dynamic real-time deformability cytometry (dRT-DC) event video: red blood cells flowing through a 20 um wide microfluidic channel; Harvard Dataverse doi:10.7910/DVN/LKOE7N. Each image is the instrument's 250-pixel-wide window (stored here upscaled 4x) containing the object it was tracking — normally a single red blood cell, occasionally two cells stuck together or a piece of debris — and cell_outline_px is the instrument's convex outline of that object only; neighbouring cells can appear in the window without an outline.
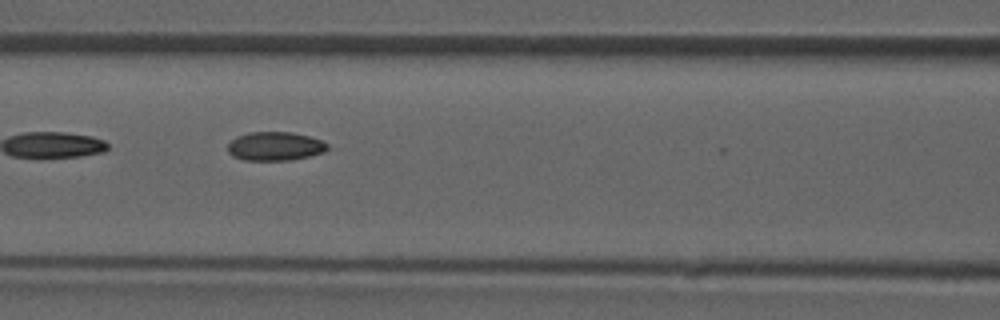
{"species": "common noctule bat (a hibernating species)", "species_latin": "Nyctalus noctula", "temperature_condition": "room temperature", "stored_images_in_passage": 4, "camera_frame_rate_fps": 3000, "um_per_image_px": 0.085, "animal": {"sex": "male", "forearm_length_mm": 52.5}, "frame": {"image": 1, "passage_image": 4, "time_ms": 3.333, "image_size_px": [1000, 320], "cell_outline_px": [[328, 148], [324, 152], [308, 156], [288, 160], [244, 160], [232, 156], [228, 152], [228, 144], [236, 136], [248, 132], [292, 132], [308, 136], [320, 140], [328, 144]], "centroid_in_image_um": [23.35, 12.42], "position_along_channel_um": 143.3, "area_um2": 16.65}}